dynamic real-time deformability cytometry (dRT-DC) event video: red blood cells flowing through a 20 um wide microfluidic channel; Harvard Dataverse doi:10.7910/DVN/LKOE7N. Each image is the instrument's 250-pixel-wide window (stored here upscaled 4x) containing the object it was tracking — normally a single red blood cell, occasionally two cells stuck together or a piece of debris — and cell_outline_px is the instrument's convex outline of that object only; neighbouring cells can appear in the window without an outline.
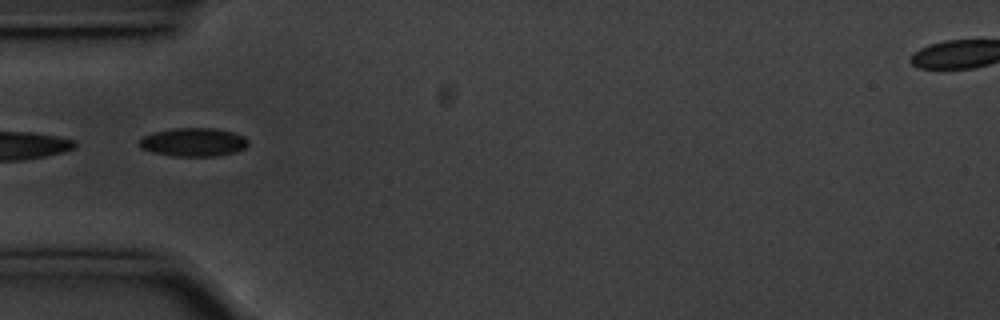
{"species": "common noctule bat (a hibernating species)", "species_latin": "Nyctalus noctula", "temperature_condition": "cold", "stored_images_in_passage": 23, "camera_frame_rate_fps": 3000, "um_per_image_px": 0.085, "animal": {"sex": "male", "body_mass_g": 20.1, "forearm_length_mm": 53.5}, "frame": {"image": 1, "passage_image": 1, "time_ms": 0.0, "image_size_px": [1000, 320], "cell_outline_px": [[248, 144], [244, 148], [236, 152], [212, 156], [172, 156], [152, 152], [140, 148], [136, 144], [144, 136], [152, 132], [172, 128], [216, 128], [232, 132], [244, 136], [248, 140]], "centroid_in_image_um": [16.4, 12.08], "position_along_channel_um": 68.6, "area_um2": 18.21}}